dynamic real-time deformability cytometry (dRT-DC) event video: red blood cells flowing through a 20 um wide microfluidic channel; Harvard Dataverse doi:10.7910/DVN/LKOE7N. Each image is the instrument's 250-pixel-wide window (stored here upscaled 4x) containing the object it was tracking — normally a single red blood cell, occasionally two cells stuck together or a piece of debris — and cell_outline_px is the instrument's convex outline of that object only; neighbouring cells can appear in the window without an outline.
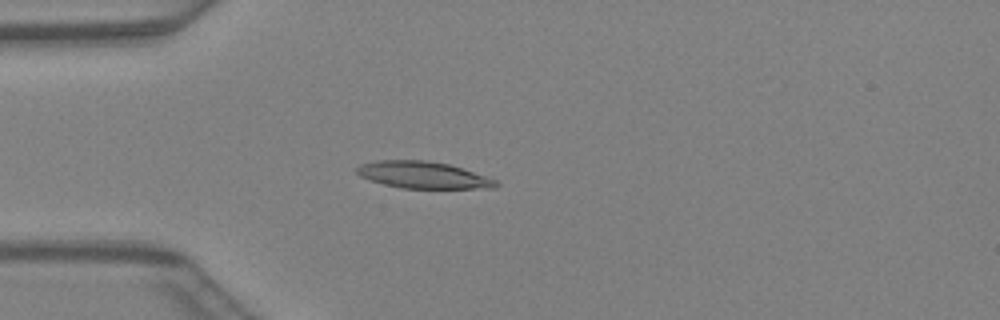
{"species": "Egyptian fruit bat (a non-hibernating species)", "species_latin": "Rousettus aegyptiacus", "temperature_condition": "warm", "stored_images_in_passage": 39, "camera_frame_rate_fps": 3000, "um_per_image_px": 0.085, "animal": {"sex": "female"}, "frame": {"image": 1, "passage_image": 8, "time_ms": 2.333, "image_size_px": [1000, 320], "cell_outline_px": [[500, 184], [496, 188], [400, 188], [368, 180], [360, 176], [356, 172], [356, 168], [360, 164], [376, 160], [424, 160], [448, 164], [496, 180]], "centroid_in_image_um": [35.91, 14.87], "position_along_channel_um": 49.1, "area_um2": 21.62}}
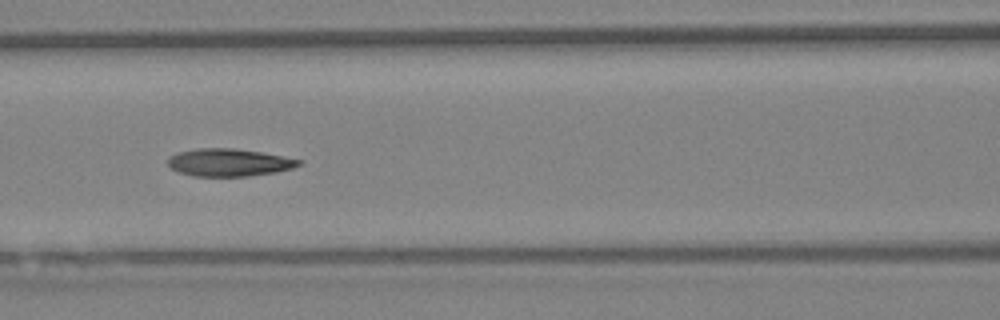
{"frame": {"image": 2, "passage_image": 15, "time_ms": 4.667, "image_size_px": [1000, 320], "cell_outline_px": [[304, 160], [300, 164], [292, 168], [276, 172], [248, 176], [192, 176], [180, 172], [172, 168], [168, 164], [168, 156], [176, 152], [196, 148], [232, 148], [260, 152], [284, 156]], "centroid_in_image_um": [19.45, 13.8], "position_along_channel_um": 147.1, "area_um2": 21.1}}
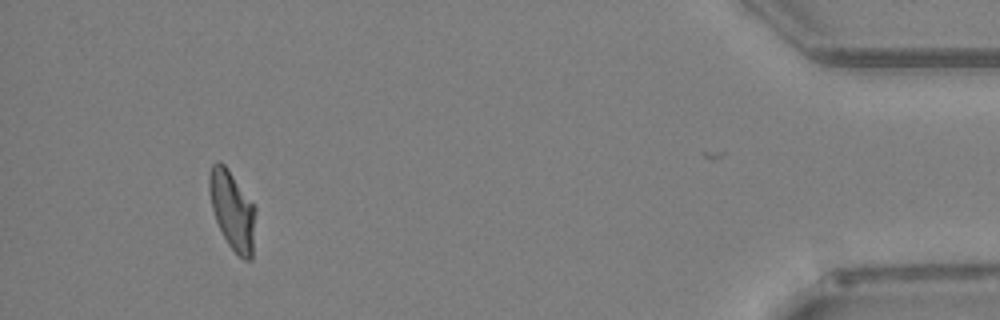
{"frame": {"image": 3, "passage_image": 36, "time_ms": 11.667, "image_size_px": [1000, 320], "cell_outline_px": [[256, 212], [252, 260], [244, 260], [228, 244], [216, 220], [212, 208], [208, 192], [208, 176], [212, 164], [216, 160], [220, 160], [224, 164], [256, 208]], "centroid_in_image_um": [19.74, 17.86], "position_along_channel_um": 415.5, "area_um2": 21.15}}